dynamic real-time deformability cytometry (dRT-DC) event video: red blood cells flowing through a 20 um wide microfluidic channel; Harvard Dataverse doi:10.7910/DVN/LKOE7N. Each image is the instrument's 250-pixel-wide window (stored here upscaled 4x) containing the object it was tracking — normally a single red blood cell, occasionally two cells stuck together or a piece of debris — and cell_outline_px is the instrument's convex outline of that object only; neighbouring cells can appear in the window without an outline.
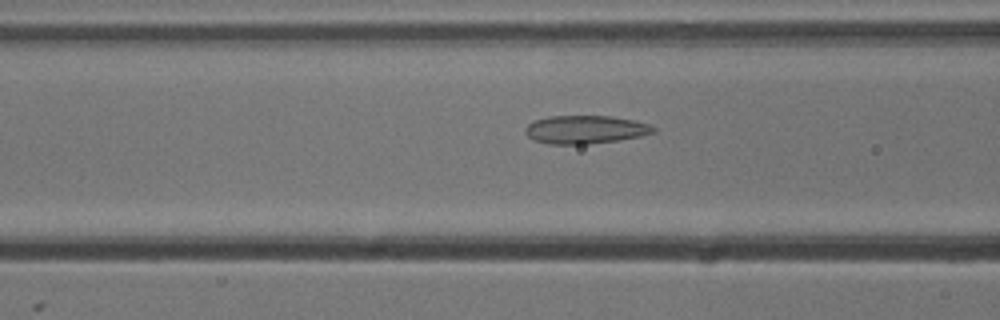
{"species": "common noctule bat (a hibernating species)", "species_latin": "Nyctalus noctula", "temperature_condition": "cold", "stored_images_in_passage": 46, "camera_frame_rate_fps": 3000, "um_per_image_px": 0.085, "animal": {"sex": "male", "body_mass_g": 13.3}, "frame": {"image": 1, "passage_image": 13, "time_ms": 4.0, "image_size_px": [1000, 320], "cell_outline_px": [[656, 132], [640, 136], [620, 140], [588, 144], [548, 144], [536, 140], [528, 136], [524, 132], [524, 128], [528, 124], [536, 120], [548, 116], [612, 116], [636, 120], [652, 124], [656, 128]], "centroid_in_image_um": [49.8, 11.01], "position_along_channel_um": 116.8, "area_um2": 21.27}}
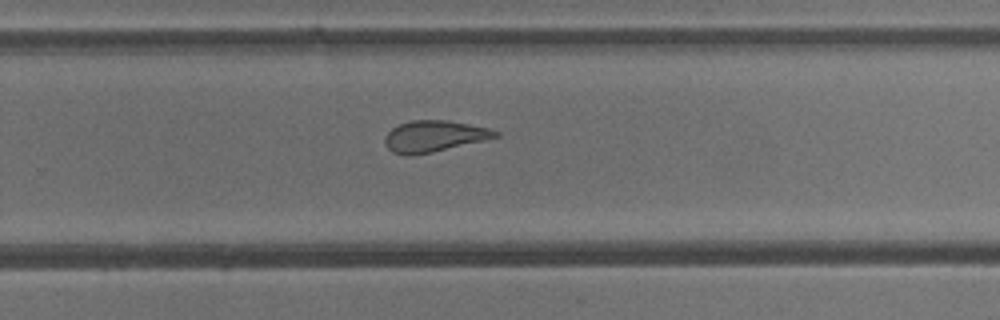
{"frame": {"image": 2, "passage_image": 27, "time_ms": 8.667, "image_size_px": [1000, 320], "cell_outline_px": [[500, 136], [484, 140], [432, 152], [408, 156], [392, 152], [384, 144], [384, 136], [392, 128], [400, 124], [412, 120], [448, 120], [488, 128], [500, 132]], "centroid_in_image_um": [36.87, 11.58], "position_along_channel_um": 292.9, "area_um2": 20.06}}
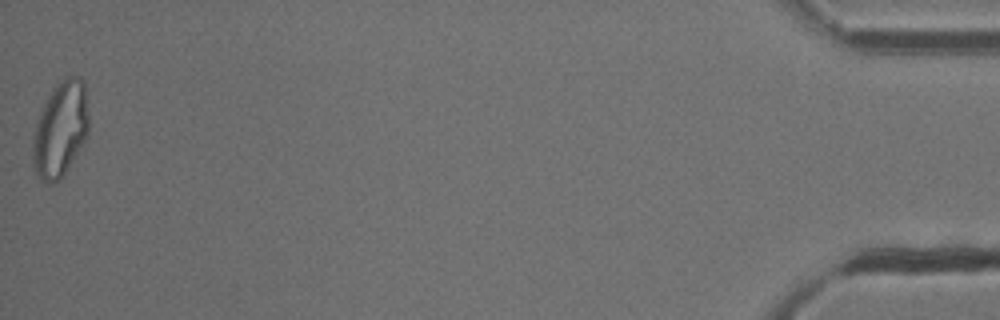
{"frame": {"image": 3, "passage_image": 46, "time_ms": 15.0, "image_size_px": [1000, 320], "cell_outline_px": [[88, 136], [60, 180], [52, 184], [48, 184], [40, 180], [32, 164], [32, 136], [44, 104], [52, 88], [68, 76], [76, 76], [84, 80], [88, 116]], "centroid_in_image_um": [5.12, 11.03], "position_along_channel_um": 430.1, "area_um2": 31.1}, "authors_computed_cell_mechanics": {"area_um2": 22.0507, "velocity_mm_per_s": 3.7748, "shape_relaxation_time_tau1_ms": null, "shape_relaxation_time_tau2_ms": 2.2096, "deformation_change_tau1": null, "deformation_change_tau2": 0.0901}}